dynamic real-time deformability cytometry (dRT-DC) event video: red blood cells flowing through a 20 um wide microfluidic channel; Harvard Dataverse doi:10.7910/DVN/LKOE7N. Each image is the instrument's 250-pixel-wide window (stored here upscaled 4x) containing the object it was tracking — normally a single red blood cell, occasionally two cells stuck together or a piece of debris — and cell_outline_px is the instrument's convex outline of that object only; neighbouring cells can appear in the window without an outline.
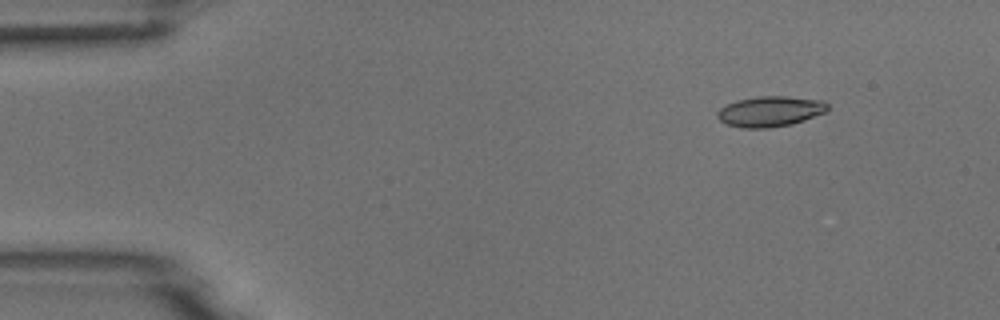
{"species": "common noctule bat (a hibernating species)", "species_latin": "Nyctalus noctula", "temperature_condition": "room temperature", "stored_images_in_passage": 3, "camera_frame_rate_fps": 3000, "um_per_image_px": 0.085, "animal": {"sex": "male", "body_mass_g": 18.8}, "frame": {"image": 1, "passage_image": 1, "time_ms": 0.0, "image_size_px": [1000, 320], "cell_outline_px": [[828, 112], [792, 124], [768, 128], [740, 128], [728, 124], [720, 120], [716, 116], [716, 112], [720, 108], [736, 100], [756, 96], [788, 96], [824, 100], [828, 104]], "centroid_in_image_um": [65.49, 9.46], "position_along_channel_um": 19.5, "area_um2": 19.83}}